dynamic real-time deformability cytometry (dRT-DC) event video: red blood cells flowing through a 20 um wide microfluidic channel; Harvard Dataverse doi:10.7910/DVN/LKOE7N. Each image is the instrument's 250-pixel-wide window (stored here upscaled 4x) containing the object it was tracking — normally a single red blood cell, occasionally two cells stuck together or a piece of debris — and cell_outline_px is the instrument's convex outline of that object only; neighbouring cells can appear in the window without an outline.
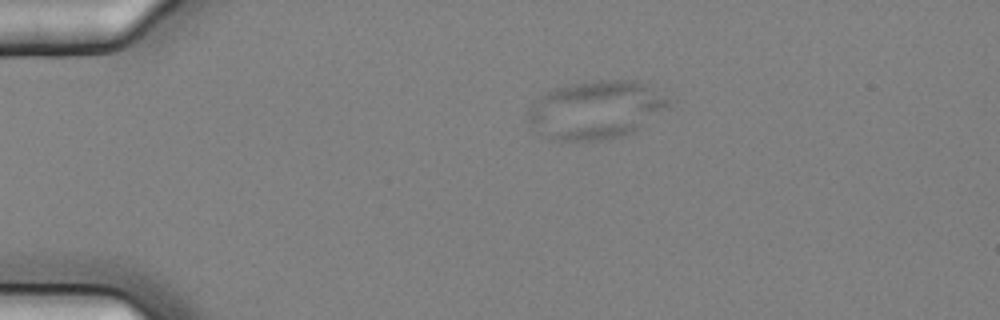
{"species": "common noctule bat (a hibernating species)", "species_latin": "Nyctalus noctula", "temperature_condition": "cold", "stored_images_in_passage": 2, "camera_frame_rate_fps": 3000, "um_per_image_px": 0.085, "animal": {"sex": "female", "body_mass_g": 25.1}, "frame": {"image": 1, "passage_image": 1, "time_ms": 0.0, "image_size_px": [1000, 320], "cell_outline_px": [[668, 104], [636, 132], [620, 136], [600, 140], [556, 140], [548, 136], [528, 120], [524, 116], [528, 108], [540, 96], [552, 88], [568, 84], [596, 80], [636, 80], [648, 84], [668, 100]], "centroid_in_image_um": [50.61, 9.31], "position_along_channel_um": 34.4, "area_um2": 46.99}}